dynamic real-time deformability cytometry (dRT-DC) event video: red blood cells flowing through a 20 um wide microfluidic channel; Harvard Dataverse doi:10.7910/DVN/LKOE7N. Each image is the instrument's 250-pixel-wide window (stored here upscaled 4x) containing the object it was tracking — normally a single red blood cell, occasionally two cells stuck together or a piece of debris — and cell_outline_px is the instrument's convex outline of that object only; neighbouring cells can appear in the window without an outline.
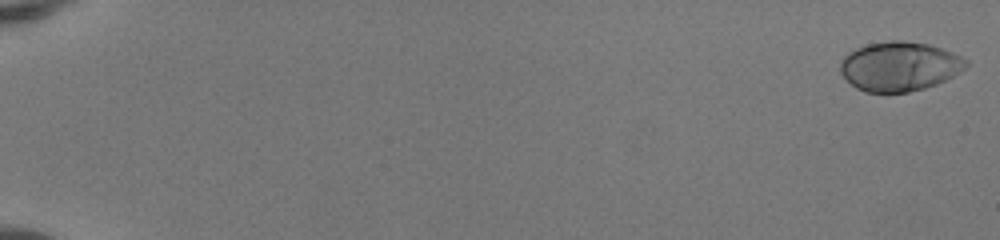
{"species": "human", "species_latin": "Homo sapiens", "temperature_condition": "room temperature", "stored_images_in_passage": 52, "camera_frame_rate_fps": 3000, "um_per_image_px": 0.085, "donor": {"sex": "female"}, "frame": {"image": 1, "passage_image": 1, "time_ms": 0.0, "image_size_px": [1000, 240], "cell_outline_px": [[968, 64], [960, 72], [936, 84], [924, 88], [908, 92], [864, 92], [856, 88], [840, 72], [840, 60], [848, 52], [856, 48], [868, 44], [892, 40], [904, 40], [928, 44], [952, 52], [968, 60]], "centroid_in_image_um": [76.44, 5.63], "position_along_channel_um": 8.6, "area_um2": 36.07}}
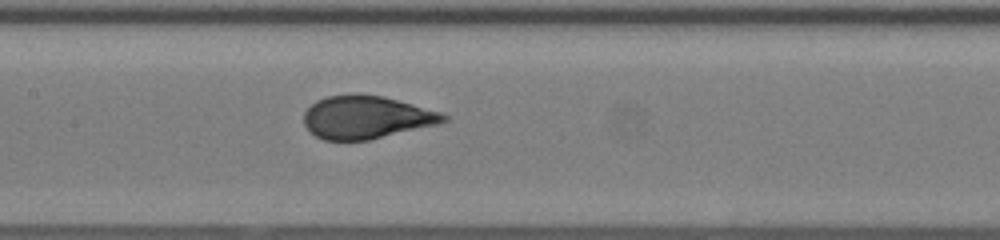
{"frame": {"image": 2, "passage_image": 28, "time_ms": 9.0, "image_size_px": [1000, 240], "cell_outline_px": [[448, 120], [436, 124], [368, 140], [324, 140], [316, 136], [304, 124], [304, 112], [316, 100], [328, 96], [356, 92], [384, 96], [440, 112], [448, 116]], "centroid_in_image_um": [31.1, 9.94], "position_along_channel_um": 176.3, "area_um2": 34.8}}
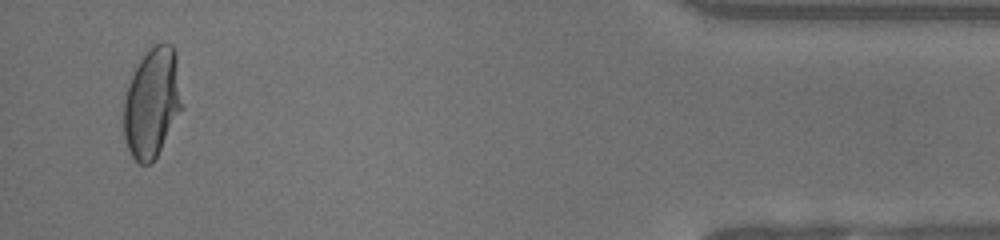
{"frame": {"image": 3, "passage_image": 50, "time_ms": 16.333, "image_size_px": [1000, 240], "cell_outline_px": [[180, 108], [152, 164], [140, 164], [132, 156], [128, 148], [124, 136], [124, 92], [140, 60], [148, 48], [156, 44], [172, 44], [176, 52], [180, 104]], "centroid_in_image_um": [12.87, 8.71], "position_along_channel_um": 422.3, "area_um2": 36.18}, "authors_computed_cell_mechanics": {"area_um2": 35.4892, "velocity_mm_per_s": 4.1692, "shape_relaxation_time_tau1_ms": 4.0077, "shape_relaxation_time_tau2_ms": null, "deformation_change_tau1": 0.221, "deformation_change_tau2": null}}